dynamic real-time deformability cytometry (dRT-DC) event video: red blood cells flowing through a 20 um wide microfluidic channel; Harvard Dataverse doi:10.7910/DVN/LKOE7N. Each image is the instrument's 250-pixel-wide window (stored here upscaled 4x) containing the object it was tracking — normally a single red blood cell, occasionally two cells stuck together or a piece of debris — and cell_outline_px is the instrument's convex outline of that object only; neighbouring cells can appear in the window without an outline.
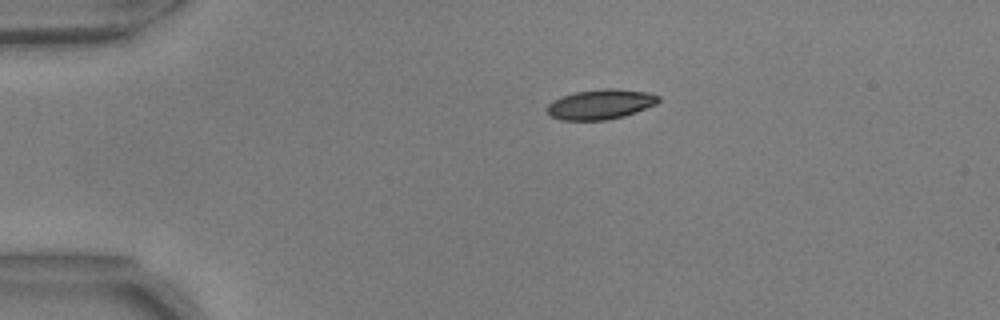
{"species": "common noctule bat (a hibernating species)", "species_latin": "Nyctalus noctula", "temperature_condition": "warm", "stored_images_in_passage": 4, "camera_frame_rate_fps": 3000, "um_per_image_px": 0.085, "animal": {"sex": "male", "body_mass_g": 17.9, "forearm_length_mm": 54.2}, "frame": {"image": 1, "passage_image": 1, "time_ms": 0.0, "image_size_px": [1000, 320], "cell_outline_px": [[660, 100], [656, 104], [636, 112], [624, 116], [608, 120], [560, 120], [552, 116], [548, 112], [548, 104], [552, 100], [576, 92], [604, 88], [616, 88], [648, 92], [660, 96]], "centroid_in_image_um": [51.08, 8.86], "position_along_channel_um": 33.9, "area_um2": 19.42}}